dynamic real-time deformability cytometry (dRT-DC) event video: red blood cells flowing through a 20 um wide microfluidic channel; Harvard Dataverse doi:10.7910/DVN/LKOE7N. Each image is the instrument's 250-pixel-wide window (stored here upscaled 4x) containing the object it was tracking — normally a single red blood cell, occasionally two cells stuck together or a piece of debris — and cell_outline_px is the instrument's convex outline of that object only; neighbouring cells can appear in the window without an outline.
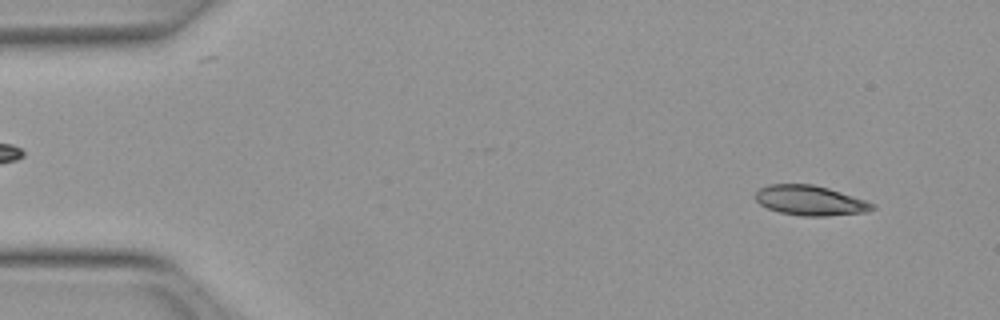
{"species": "Egyptian fruit bat (a non-hibernating species)", "species_latin": "Rousettus aegyptiacus", "temperature_condition": "warm", "stored_images_in_passage": 51, "segment_of_instrument_passage": [1, 2], "camera_frame_rate_fps": 3000, "um_per_image_px": 0.085, "animal": {"sex": "female"}, "frame": {"image": 1, "passage_image": 4, "time_ms": 1.0, "image_size_px": [1000, 320], "cell_outline_px": [[876, 208], [868, 212], [824, 216], [800, 216], [780, 212], [768, 208], [760, 204], [752, 196], [760, 188], [768, 184], [812, 184], [828, 188], [876, 204]], "centroid_in_image_um": [68.85, 17.04], "position_along_channel_um": 16.2, "area_um2": 20.4}}
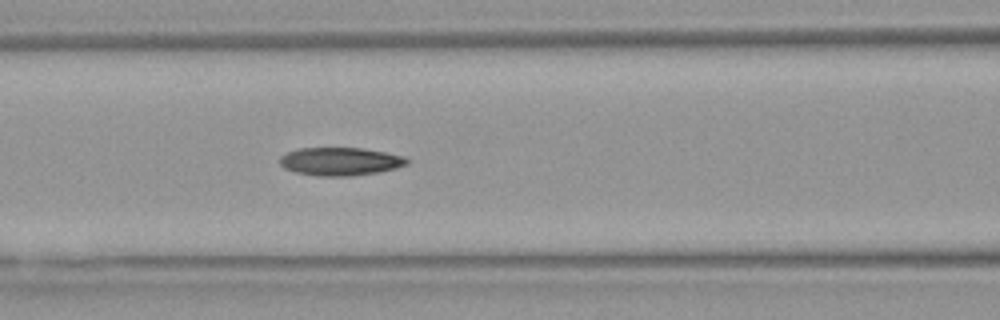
{"frame": {"image": 2, "passage_image": 21, "time_ms": 6.667, "image_size_px": [1000, 320], "cell_outline_px": [[412, 160], [408, 164], [396, 168], [380, 172], [352, 176], [316, 176], [296, 172], [284, 168], [280, 164], [280, 156], [296, 148], [360, 148], [384, 152], [404, 156]], "centroid_in_image_um": [28.94, 13.73], "position_along_channel_um": 137.7, "area_um2": 20.98}}
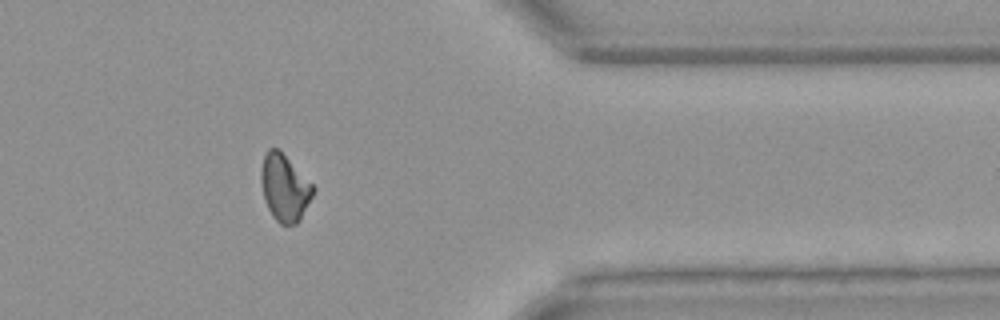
{"frame": {"image": 3, "passage_image": 41, "time_ms": 13.333, "image_size_px": [1000, 320], "cell_outline_px": [[316, 188], [300, 220], [296, 224], [280, 224], [272, 216], [264, 200], [260, 180], [260, 172], [264, 156], [268, 148], [280, 148]], "centroid_in_image_um": [24.18, 15.93], "position_along_channel_um": 387.2, "area_um2": 20.46}}